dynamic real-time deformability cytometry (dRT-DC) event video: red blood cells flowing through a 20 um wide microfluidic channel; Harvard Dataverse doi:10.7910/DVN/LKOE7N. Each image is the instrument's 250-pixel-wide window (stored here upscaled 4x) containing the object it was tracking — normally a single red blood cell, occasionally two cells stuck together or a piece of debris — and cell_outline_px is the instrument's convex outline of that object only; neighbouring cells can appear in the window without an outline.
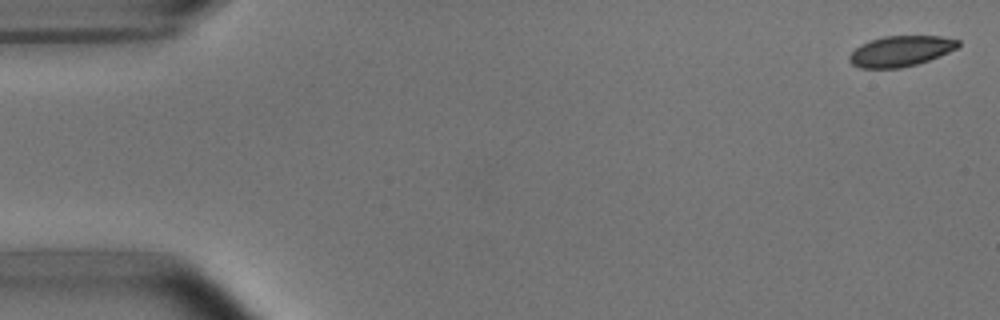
{"species": "common noctule bat (a hibernating species)", "species_latin": "Nyctalus noctula", "temperature_condition": "room temperature", "stored_images_in_passage": 4, "camera_frame_rate_fps": 3000, "um_per_image_px": 0.085, "animal": {"sex": "male", "body_mass_g": 15.6}, "frame": {"image": 1, "passage_image": 1, "time_ms": 0.0, "image_size_px": [1000, 320], "cell_outline_px": [[960, 44], [956, 48], [940, 56], [916, 64], [900, 68], [860, 68], [852, 64], [848, 60], [848, 56], [860, 44], [884, 36], [944, 36], [960, 40]], "centroid_in_image_um": [76.56, 4.34], "position_along_channel_um": 8.4, "area_um2": 19.36}}